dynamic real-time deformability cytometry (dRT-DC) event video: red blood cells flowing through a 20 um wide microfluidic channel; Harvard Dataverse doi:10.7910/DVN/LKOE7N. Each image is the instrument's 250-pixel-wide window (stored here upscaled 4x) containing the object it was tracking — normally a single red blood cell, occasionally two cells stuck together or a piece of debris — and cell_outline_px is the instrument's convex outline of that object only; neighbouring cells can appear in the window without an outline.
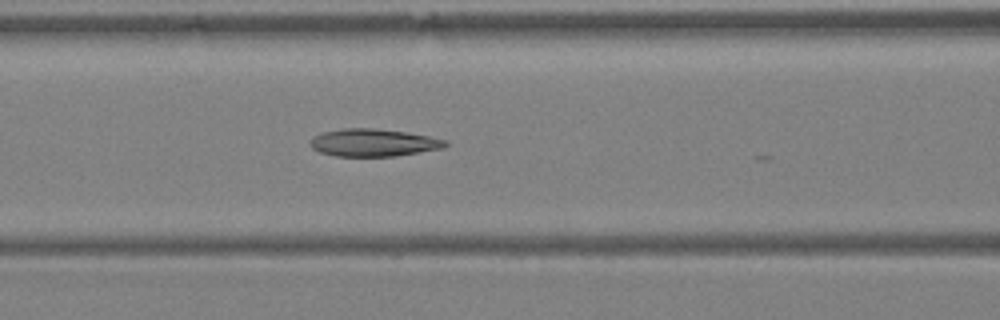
{"species": "Egyptian fruit bat (a non-hibernating species)", "species_latin": "Rousettus aegyptiacus", "temperature_condition": "warm", "stored_images_in_passage": 18, "camera_frame_rate_fps": 3000, "um_per_image_px": 0.085, "animal": {"sex": "female"}, "frame": {"image": 1, "passage_image": 15, "time_ms": 4.667, "image_size_px": [1000, 320], "cell_outline_px": [[448, 144], [444, 148], [392, 156], [336, 156], [320, 152], [312, 148], [308, 144], [312, 136], [324, 132], [340, 128], [372, 128], [404, 132], [428, 136], [448, 140]], "centroid_in_image_um": [31.7, 12.12], "position_along_channel_um": 134.9, "area_um2": 21.62}}
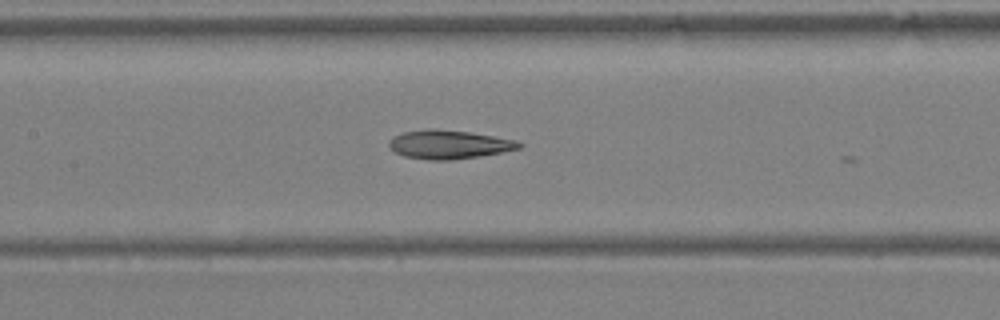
{"frame": {"image": 2, "passage_image": 17, "time_ms": 5.333, "image_size_px": [1000, 320], "cell_outline_px": [[524, 144], [520, 148], [480, 156], [452, 160], [428, 160], [404, 156], [396, 152], [388, 144], [388, 140], [392, 136], [404, 132], [428, 128], [432, 128], [468, 132], [516, 140]], "centroid_in_image_um": [38.13, 12.28], "position_along_channel_um": 169.3, "area_um2": 21.68}}